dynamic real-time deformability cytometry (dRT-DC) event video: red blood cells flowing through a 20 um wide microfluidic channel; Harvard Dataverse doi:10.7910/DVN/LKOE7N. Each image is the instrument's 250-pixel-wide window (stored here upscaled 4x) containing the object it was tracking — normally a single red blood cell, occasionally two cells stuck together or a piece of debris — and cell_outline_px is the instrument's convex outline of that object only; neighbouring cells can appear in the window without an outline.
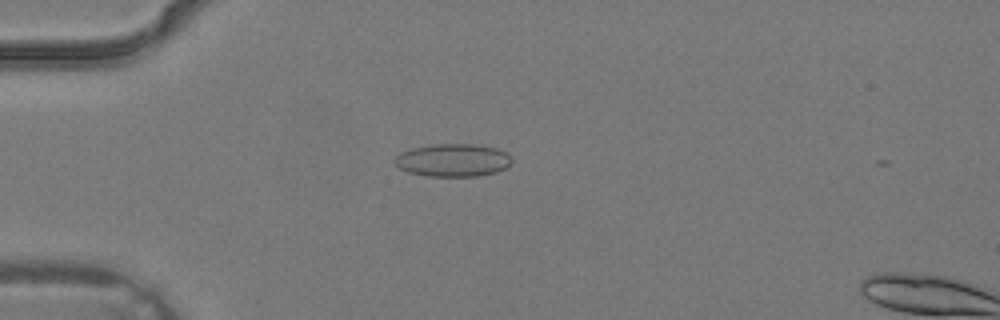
{"species": "common noctule bat (a hibernating species)", "species_latin": "Nyctalus noctula", "temperature_condition": "warm", "stored_images_in_passage": 3, "camera_frame_rate_fps": 3000, "um_per_image_px": 0.085, "animal": {"sex": "male", "body_mass_g": 19.2, "forearm_length_mm": 51.8}, "frame": {"image": 1, "passage_image": 3, "time_ms": 0.667, "image_size_px": [1000, 320], "cell_outline_px": [[512, 160], [504, 168], [496, 172], [476, 176], [424, 176], [408, 172], [400, 168], [392, 160], [400, 152], [412, 148], [436, 144], [476, 144], [496, 148], [504, 152]], "centroid_in_image_um": [38.44, 13.62], "position_along_channel_um": 46.6, "area_um2": 22.25}}